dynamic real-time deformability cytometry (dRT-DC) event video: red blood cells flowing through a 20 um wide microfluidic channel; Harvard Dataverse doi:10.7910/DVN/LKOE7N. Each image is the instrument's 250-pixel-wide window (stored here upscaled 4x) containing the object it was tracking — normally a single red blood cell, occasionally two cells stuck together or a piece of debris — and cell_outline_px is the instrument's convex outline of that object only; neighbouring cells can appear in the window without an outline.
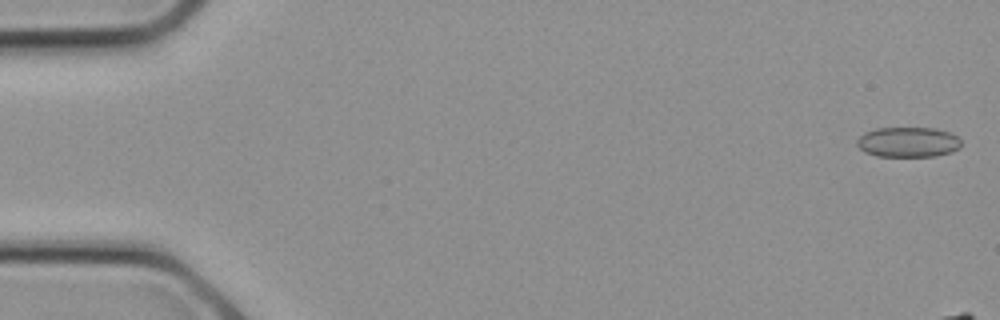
{"species": "common noctule bat (a hibernating species)", "species_latin": "Nyctalus noctula", "temperature_condition": "cold", "stored_images_in_passage": 6, "camera_frame_rate_fps": 3000, "um_per_image_px": 0.085, "animal": {"sex": "female", "body_mass_g": 21.9}, "frame": {"image": 1, "passage_image": 1, "time_ms": 0.0, "image_size_px": [1000, 320], "cell_outline_px": [[960, 148], [952, 152], [936, 156], [876, 156], [864, 152], [856, 144], [856, 140], [864, 132], [876, 128], [936, 128], [948, 132], [956, 136], [960, 140]], "centroid_in_image_um": [77.17, 12.08], "position_along_channel_um": 7.8, "area_um2": 18.38}}